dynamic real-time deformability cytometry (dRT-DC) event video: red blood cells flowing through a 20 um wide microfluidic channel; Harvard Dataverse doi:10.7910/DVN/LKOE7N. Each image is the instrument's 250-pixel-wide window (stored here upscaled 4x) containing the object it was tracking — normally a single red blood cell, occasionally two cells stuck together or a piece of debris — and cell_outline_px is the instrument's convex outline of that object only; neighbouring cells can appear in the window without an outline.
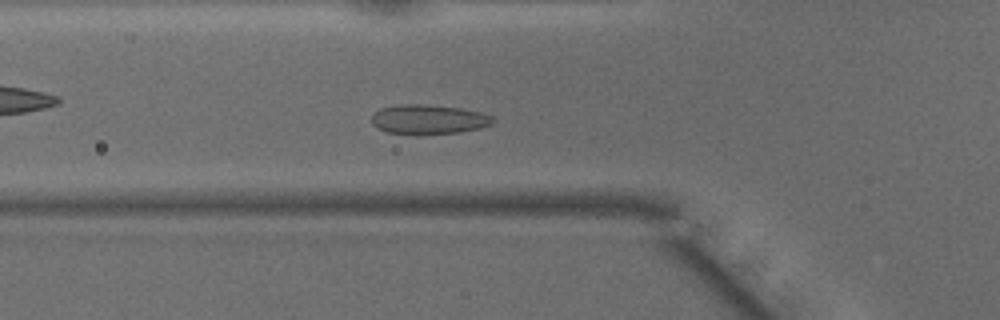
{"species": "common noctule bat (a hibernating species)", "species_latin": "Nyctalus noctula", "temperature_condition": "warm", "stored_images_in_passage": 48, "camera_frame_rate_fps": 3000, "um_per_image_px": 0.085, "animal": {"sex": "male", "body_mass_g": 15.6}, "frame": {"image": 1, "passage_image": 16, "time_ms": 5.0, "image_size_px": [1000, 320], "cell_outline_px": [[496, 120], [492, 124], [480, 128], [460, 132], [388, 132], [376, 128], [372, 124], [372, 112], [380, 108], [400, 104], [420, 104], [460, 108], [480, 112], [492, 116]], "centroid_in_image_um": [36.42, 10.11], "position_along_channel_um": 89.4, "area_um2": 20.29}}
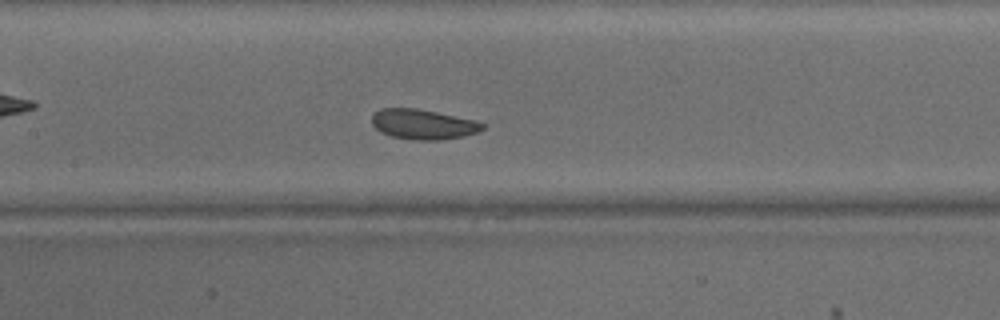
{"frame": {"image": 2, "passage_image": 22, "time_ms": 7.0, "image_size_px": [1000, 320], "cell_outline_px": [[484, 128], [476, 132], [464, 136], [440, 140], [416, 140], [392, 136], [380, 132], [372, 124], [372, 116], [380, 108], [416, 108], [476, 120], [484, 124]], "centroid_in_image_um": [35.95, 10.56], "position_along_channel_um": 171.4, "area_um2": 19.25}}
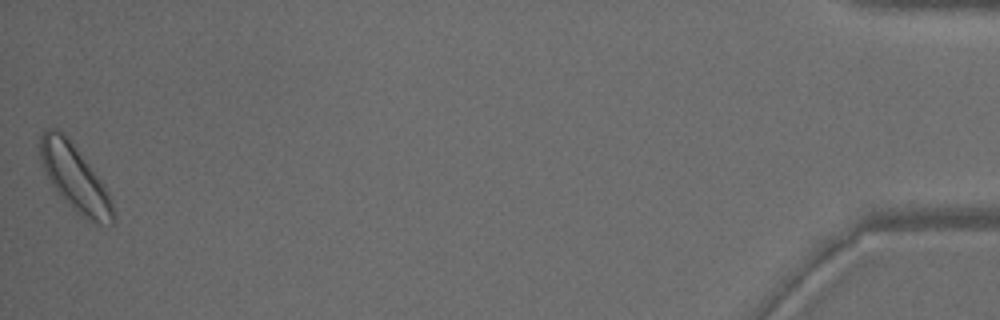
{"frame": {"image": 3, "passage_image": 48, "time_ms": 15.667, "image_size_px": [1000, 320], "cell_outline_px": [[116, 220], [112, 224], [100, 224], [80, 216], [60, 196], [44, 172], [40, 160], [40, 136], [48, 128], [56, 128], [64, 132], [104, 184], [108, 192], [116, 216]], "centroid_in_image_um": [6.36, 15.13], "position_along_channel_um": 428.8, "area_um2": 28.03}, "authors_computed_cell_mechanics": {"area_um2": 21.0103, "velocity_mm_per_s": 4.0795, "shape_relaxation_time_tau1_ms": null, "shape_relaxation_time_tau2_ms": 4.7574, "deformation_change_tau1": null, "deformation_change_tau2": 0.0864}}